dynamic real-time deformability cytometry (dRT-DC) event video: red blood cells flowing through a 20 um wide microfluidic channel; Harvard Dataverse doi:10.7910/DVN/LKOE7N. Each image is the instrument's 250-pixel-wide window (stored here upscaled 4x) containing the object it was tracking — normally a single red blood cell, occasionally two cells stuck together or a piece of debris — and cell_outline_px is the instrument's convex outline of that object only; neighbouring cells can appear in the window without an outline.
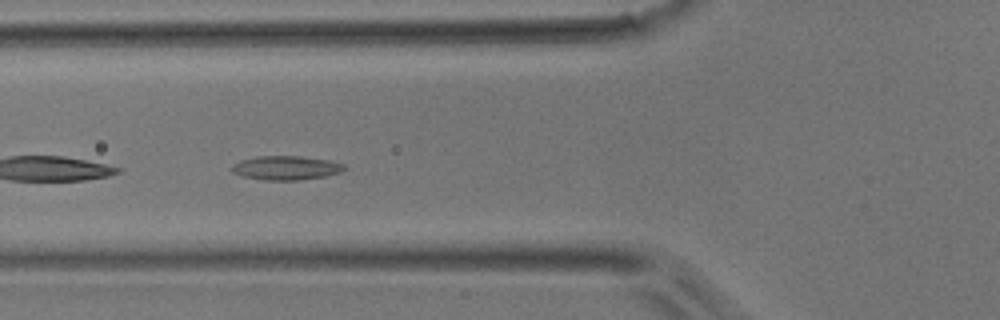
{"species": "common noctule bat (a hibernating species)", "species_latin": "Nyctalus noctula", "temperature_condition": "room temperature", "stored_images_in_passage": 36, "camera_frame_rate_fps": 3000, "um_per_image_px": 0.085, "animal": {"sex": "male", "body_mass_g": 17.9}, "frame": {"image": 1, "passage_image": 6, "time_ms": 1.667, "image_size_px": [1000, 320], "cell_outline_px": [[348, 168], [340, 172], [324, 176], [300, 180], [264, 180], [244, 176], [232, 172], [232, 164], [240, 160], [256, 156], [300, 156], [328, 160], [344, 164]], "centroid_in_image_um": [24.31, 14.26], "position_along_channel_um": 101.5, "area_um2": 15.72}}